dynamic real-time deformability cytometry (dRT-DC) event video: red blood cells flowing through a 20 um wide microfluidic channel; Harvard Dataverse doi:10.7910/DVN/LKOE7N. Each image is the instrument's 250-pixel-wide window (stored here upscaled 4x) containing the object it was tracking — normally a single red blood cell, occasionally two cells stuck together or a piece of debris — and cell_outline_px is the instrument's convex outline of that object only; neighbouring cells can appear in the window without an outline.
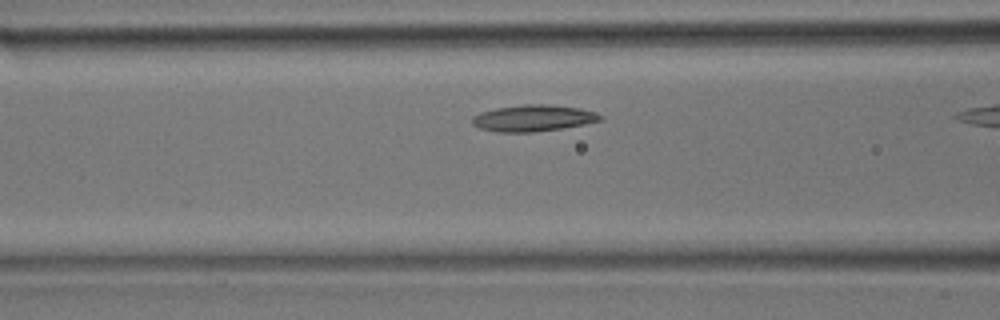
{"species": "common noctule bat (a hibernating species)", "species_latin": "Nyctalus noctula", "temperature_condition": "room temperature", "stored_images_in_passage": 8, "camera_frame_rate_fps": 3000, "um_per_image_px": 0.085, "animal": {"sex": "male", "body_mass_g": 17.9}, "frame": {"image": 1, "passage_image": 6, "time_ms": 1.667, "image_size_px": [1000, 320], "cell_outline_px": [[604, 120], [584, 124], [536, 132], [496, 132], [480, 128], [472, 124], [472, 116], [480, 112], [496, 108], [524, 104], [548, 104], [580, 108], [596, 112], [604, 116]], "centroid_in_image_um": [45.34, 10.03], "position_along_channel_um": 121.3, "area_um2": 19.88}}